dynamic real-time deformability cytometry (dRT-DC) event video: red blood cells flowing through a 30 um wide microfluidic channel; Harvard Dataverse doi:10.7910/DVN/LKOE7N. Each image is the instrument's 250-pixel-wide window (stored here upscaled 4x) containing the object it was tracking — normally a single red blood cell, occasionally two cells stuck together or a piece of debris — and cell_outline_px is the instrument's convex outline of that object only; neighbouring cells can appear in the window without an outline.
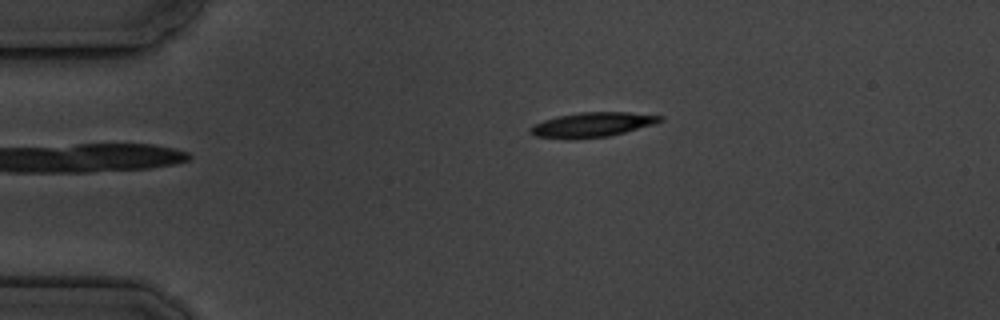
{"species": "common noctule bat (a hibernating species)", "species_latin": "Nyctalus noctula", "temperature_condition": "cold", "stored_images_in_passage": 6, "camera_frame_rate_fps": 3000, "um_per_image_px": 0.085, "animal": {"sex": "male", "body_mass_g": 19.5, "forearm_length_mm": 54.6}, "frame": {"image": 1, "passage_image": 6, "time_ms": 5.667, "image_size_px": [1000, 320], "cell_outline_px": [[664, 120], [652, 124], [624, 132], [608, 136], [568, 140], [536, 136], [528, 132], [528, 128], [532, 124], [556, 116], [580, 112], [628, 112], [664, 116]], "centroid_in_image_um": [50.26, 10.6], "position_along_channel_um": 34.7, "area_um2": 18.79}}